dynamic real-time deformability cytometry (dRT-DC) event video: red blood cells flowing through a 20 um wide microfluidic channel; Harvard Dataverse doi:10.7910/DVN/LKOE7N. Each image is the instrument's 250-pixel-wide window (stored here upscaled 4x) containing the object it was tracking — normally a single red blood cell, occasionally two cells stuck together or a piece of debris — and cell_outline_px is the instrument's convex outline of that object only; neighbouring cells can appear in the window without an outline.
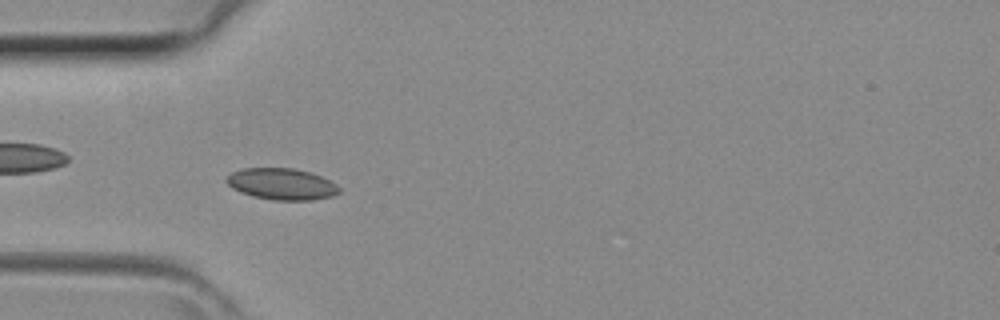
{"species": "common noctule bat (a hibernating species)", "species_latin": "Nyctalus noctula", "temperature_condition": "room temperature", "stored_images_in_passage": 32, "camera_frame_rate_fps": 3000, "um_per_image_px": 0.085, "animal": {"sex": "female", "body_mass_g": 29.2, "forearm_length_mm": 56.3}, "frame": {"image": 1, "passage_image": 2, "time_ms": 0.333, "image_size_px": [1000, 320], "cell_outline_px": [[340, 192], [332, 196], [312, 200], [272, 200], [252, 196], [240, 192], [232, 188], [224, 180], [232, 172], [244, 168], [292, 168], [308, 172], [320, 176], [336, 184], [340, 188]], "centroid_in_image_um": [23.92, 15.65], "position_along_channel_um": 61.1, "area_um2": 20.58}}
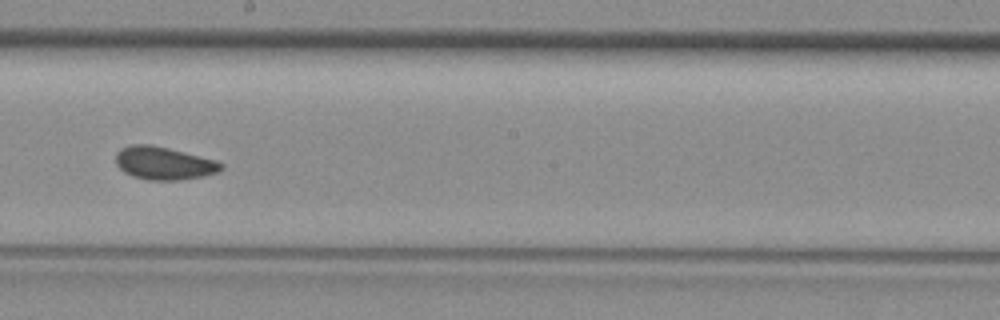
{"frame": {"image": 2, "passage_image": 13, "time_ms": 4.0, "image_size_px": [1000, 320], "cell_outline_px": [[224, 168], [216, 172], [204, 176], [180, 180], [148, 180], [132, 176], [124, 172], [116, 164], [116, 152], [120, 148], [132, 144], [152, 144], [216, 160], [224, 164]], "centroid_in_image_um": [13.91, 13.87], "position_along_channel_um": 234.3, "area_um2": 20.29}}
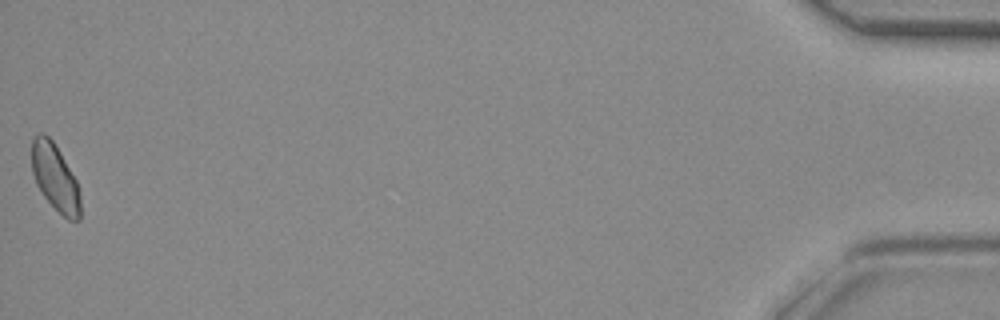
{"frame": {"image": 3, "passage_image": 32, "time_ms": 10.333, "image_size_px": [1000, 320], "cell_outline_px": [[80, 220], [68, 220], [44, 196], [36, 184], [32, 172], [32, 140], [40, 132], [44, 132], [52, 140], [76, 180], [80, 192]], "centroid_in_image_um": [4.68, 15.08], "position_along_channel_um": 430.5, "area_um2": 18.61}}